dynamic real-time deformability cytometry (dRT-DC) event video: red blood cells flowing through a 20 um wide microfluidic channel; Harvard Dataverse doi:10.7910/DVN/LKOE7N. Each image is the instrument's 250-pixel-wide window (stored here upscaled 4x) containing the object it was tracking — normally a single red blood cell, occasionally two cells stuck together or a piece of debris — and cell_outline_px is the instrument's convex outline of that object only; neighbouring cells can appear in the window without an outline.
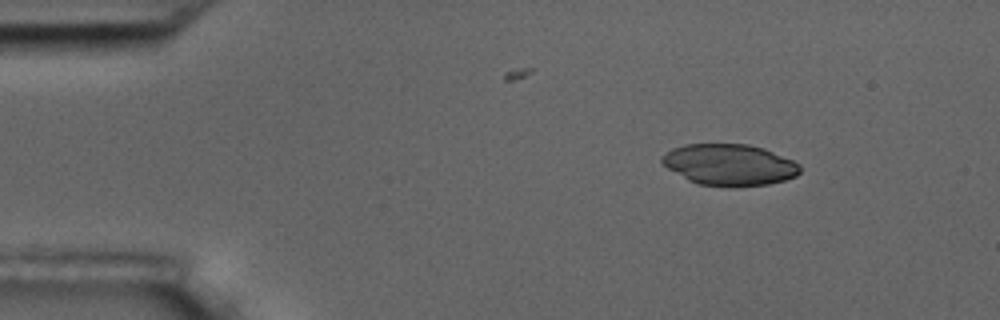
{"species": "common noctule bat (a hibernating species)", "species_latin": "Nyctalus noctula", "temperature_condition": "room temperature", "stored_images_in_passage": 7, "camera_frame_rate_fps": 3000, "um_per_image_px": 0.085, "animal": {"sex": "male", "body_mass_g": 17.5, "forearm_length_mm": 52.3}, "frame": {"image": 1, "passage_image": 1, "time_ms": 0.0, "image_size_px": [1000, 320], "cell_outline_px": [[800, 172], [796, 176], [784, 180], [768, 184], [700, 184], [688, 180], [660, 164], [660, 156], [672, 148], [684, 144], [748, 144], [764, 148], [792, 160], [800, 164]], "centroid_in_image_um": [61.96, 13.96], "position_along_channel_um": 23.0, "area_um2": 32.66}}